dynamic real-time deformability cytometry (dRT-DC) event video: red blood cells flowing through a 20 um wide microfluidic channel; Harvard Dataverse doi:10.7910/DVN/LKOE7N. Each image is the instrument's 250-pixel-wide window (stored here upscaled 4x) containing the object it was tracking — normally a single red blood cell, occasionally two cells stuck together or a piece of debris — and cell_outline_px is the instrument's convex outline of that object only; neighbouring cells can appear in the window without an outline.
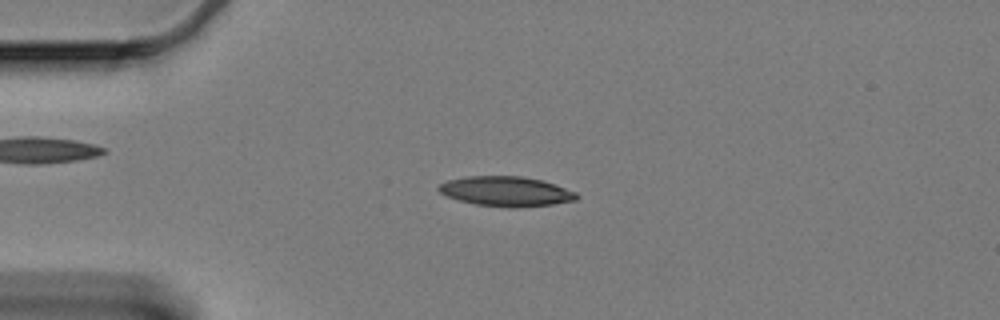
{"species": "Egyptian fruit bat (a non-hibernating species)", "species_latin": "Rousettus aegyptiacus", "temperature_condition": "cold", "stored_images_in_passage": 54, "camera_frame_rate_fps": 3000, "um_per_image_px": 0.085, "animal": {"sex": "female"}, "frame": {"image": 1, "passage_image": 8, "time_ms": 2.333, "image_size_px": [1000, 320], "cell_outline_px": [[580, 196], [576, 200], [552, 204], [516, 208], [512, 208], [476, 204], [460, 200], [448, 196], [440, 192], [436, 188], [440, 184], [448, 180], [464, 176], [524, 176], [544, 180], [556, 184], [576, 192]], "centroid_in_image_um": [43.05, 16.25], "position_along_channel_um": 41.9, "area_um2": 24.1}}
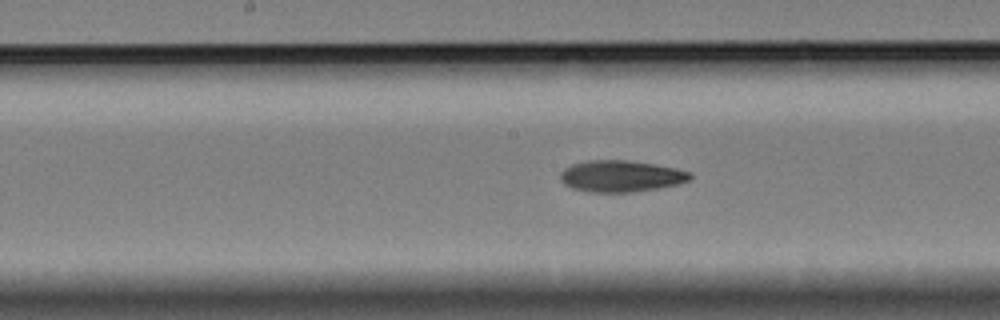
{"frame": {"image": 2, "passage_image": 24, "time_ms": 7.667, "image_size_px": [1000, 320], "cell_outline_px": [[692, 176], [688, 180], [680, 184], [632, 192], [588, 192], [572, 188], [564, 184], [560, 180], [560, 172], [564, 168], [572, 164], [588, 160], [624, 160], [652, 164], [676, 168], [692, 172]], "centroid_in_image_um": [52.75, 14.97], "position_along_channel_um": 195.4, "area_um2": 23.81}}
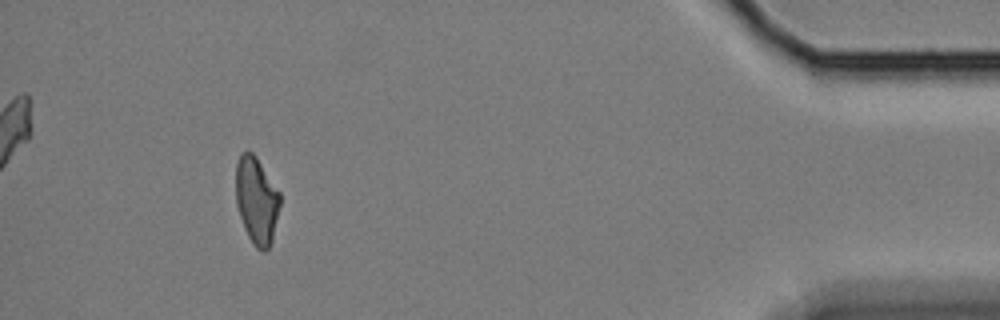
{"frame": {"image": 3, "passage_image": 49, "time_ms": 16.0, "image_size_px": [1000, 320], "cell_outline_px": [[280, 204], [272, 240], [268, 248], [264, 252], [256, 248], [252, 244], [244, 228], [236, 204], [236, 164], [240, 152], [248, 148], [256, 156], [280, 192]], "centroid_in_image_um": [21.8, 16.99], "position_along_channel_um": 413.4, "area_um2": 22.6}, "authors_computed_cell_mechanics": {"area_um2": 23.4668, "velocity_mm_per_s": 3.3255, "shape_relaxation_time_tau1_ms": null, "shape_relaxation_time_tau2_ms": 8.2142, "deformation_change_tau1": null, "deformation_change_tau2": 0.1807}}